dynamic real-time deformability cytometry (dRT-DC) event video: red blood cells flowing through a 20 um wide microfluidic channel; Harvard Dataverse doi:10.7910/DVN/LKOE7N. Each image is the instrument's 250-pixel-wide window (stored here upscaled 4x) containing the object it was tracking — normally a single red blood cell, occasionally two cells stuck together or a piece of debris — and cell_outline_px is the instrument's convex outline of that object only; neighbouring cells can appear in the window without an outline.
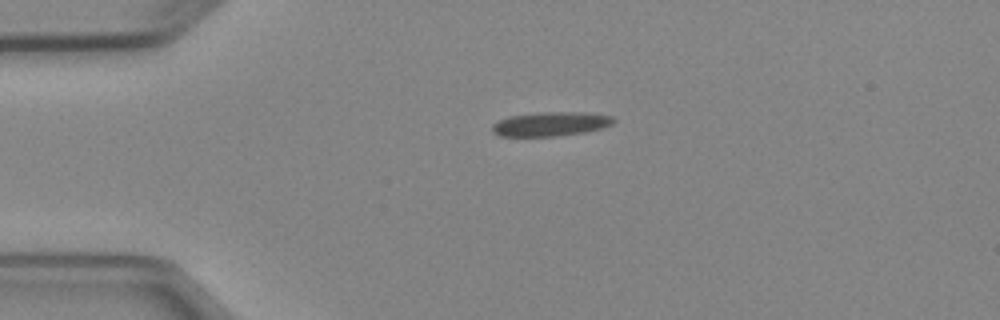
{"species": "Egyptian fruit bat (a non-hibernating species)", "species_latin": "Rousettus aegyptiacus", "temperature_condition": "cold", "stored_images_in_passage": 2, "camera_frame_rate_fps": 3000, "um_per_image_px": 0.085, "animal": {"sex": "female"}, "frame": {"image": 1, "passage_image": 1, "time_ms": 0.0, "image_size_px": [1000, 320], "cell_outline_px": [[616, 120], [612, 124], [600, 128], [584, 132], [552, 136], [500, 136], [492, 132], [492, 124], [508, 116], [540, 112], [588, 112], [612, 116]], "centroid_in_image_um": [46.8, 10.52], "position_along_channel_um": 38.2, "area_um2": 17.05}}